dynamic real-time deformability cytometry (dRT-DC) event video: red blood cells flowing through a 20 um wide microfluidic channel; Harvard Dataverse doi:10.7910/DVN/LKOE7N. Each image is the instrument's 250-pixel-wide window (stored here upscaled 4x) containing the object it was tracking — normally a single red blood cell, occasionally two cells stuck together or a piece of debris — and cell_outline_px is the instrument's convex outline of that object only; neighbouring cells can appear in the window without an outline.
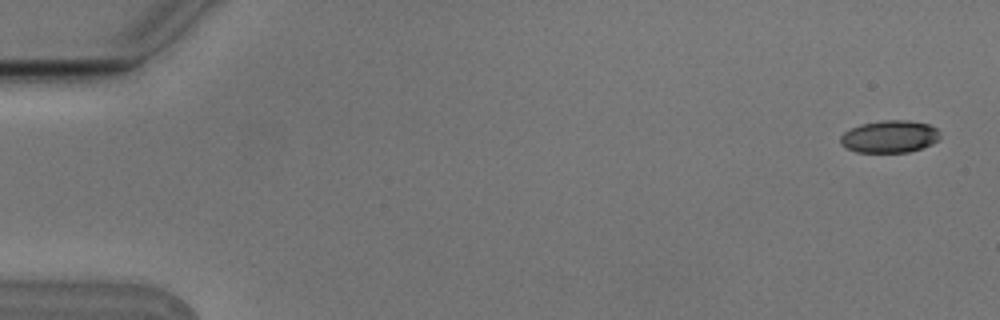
{"species": "Egyptian fruit bat (a non-hibernating species)", "species_latin": "Rousettus aegyptiacus", "temperature_condition": "cold", "stored_images_in_passage": 5, "camera_frame_rate_fps": 3000, "um_per_image_px": 0.085, "animal": {"sex": "male"}, "frame": {"image": 1, "passage_image": 1, "time_ms": 0.0, "image_size_px": [1000, 320], "cell_outline_px": [[940, 140], [932, 144], [908, 152], [856, 152], [840, 144], [840, 136], [844, 132], [860, 124], [880, 120], [908, 120], [928, 124], [936, 128], [940, 132]], "centroid_in_image_um": [75.63, 11.6], "position_along_channel_um": 9.4, "area_um2": 18.84}}